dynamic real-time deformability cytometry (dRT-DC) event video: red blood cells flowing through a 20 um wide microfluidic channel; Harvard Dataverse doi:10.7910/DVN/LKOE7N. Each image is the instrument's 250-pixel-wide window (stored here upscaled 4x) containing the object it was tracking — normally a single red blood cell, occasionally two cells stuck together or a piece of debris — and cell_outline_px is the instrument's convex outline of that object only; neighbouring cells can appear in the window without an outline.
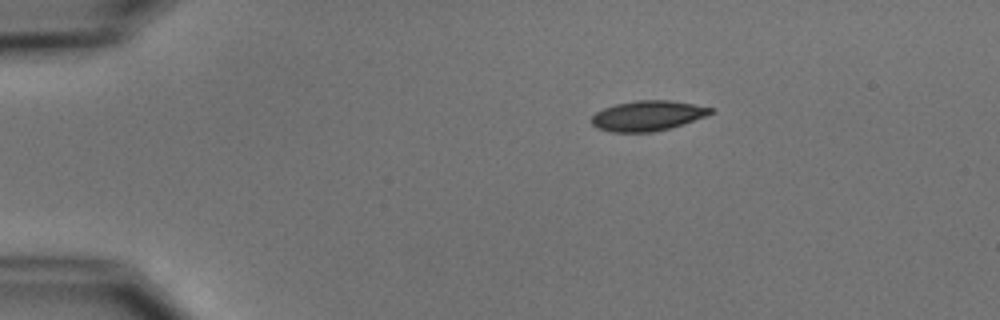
{"species": "common noctule bat (a hibernating species)", "species_latin": "Nyctalus noctula", "temperature_condition": "cold", "stored_images_in_passage": 6, "camera_frame_rate_fps": 3000, "um_per_image_px": 0.085, "animal": {"sex": "male", "body_mass_g": 15.6}, "frame": {"image": 1, "passage_image": 1, "time_ms": 0.0, "image_size_px": [1000, 320], "cell_outline_px": [[712, 112], [704, 116], [668, 128], [652, 132], [612, 132], [596, 128], [592, 124], [592, 116], [596, 112], [604, 108], [616, 104], [636, 100], [668, 100], [692, 104], [712, 108]], "centroid_in_image_um": [54.97, 9.83], "position_along_channel_um": 30.0, "area_um2": 20.46}}
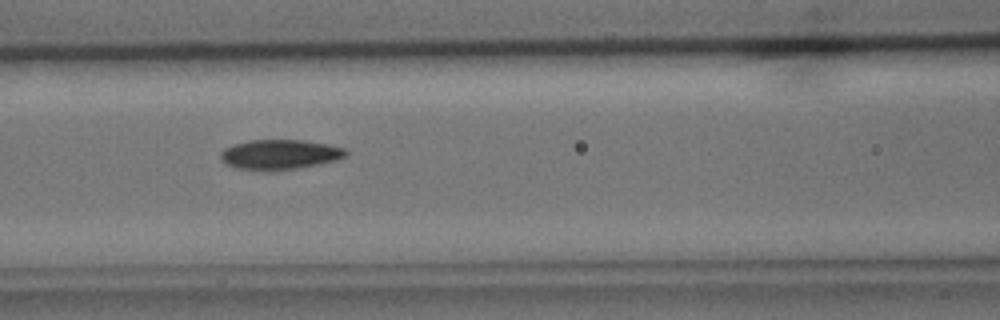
{"frame": {"image": 2, "passage_image": 5, "time_ms": 4.667, "image_size_px": [1000, 320], "cell_outline_px": [[348, 156], [336, 160], [296, 168], [272, 172], [268, 172], [236, 168], [224, 164], [220, 160], [220, 152], [224, 148], [236, 144], [252, 140], [304, 140], [328, 144], [344, 148], [348, 152]], "centroid_in_image_um": [23.75, 13.15], "position_along_channel_um": 142.8, "area_um2": 22.08}}
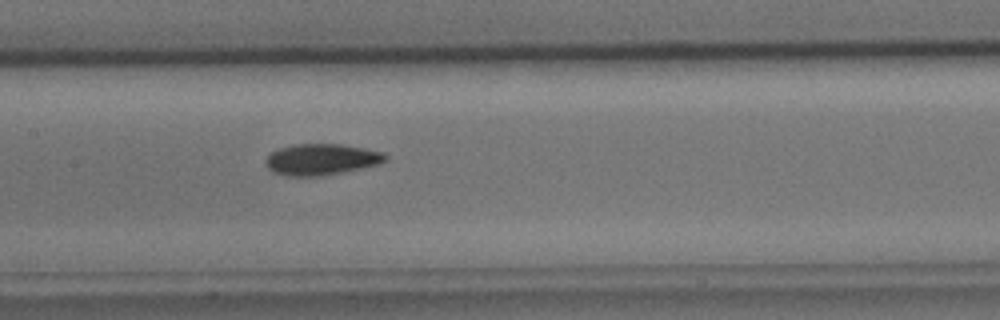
{"frame": {"image": 3, "passage_image": 6, "time_ms": 5.667, "image_size_px": [1000, 320], "cell_outline_px": [[388, 160], [380, 164], [320, 176], [284, 176], [272, 172], [268, 168], [264, 160], [272, 152], [280, 148], [296, 144], [340, 144], [364, 148], [384, 152], [388, 156]], "centroid_in_image_um": [27.32, 13.55], "position_along_channel_um": 180.1, "area_um2": 21.79}}